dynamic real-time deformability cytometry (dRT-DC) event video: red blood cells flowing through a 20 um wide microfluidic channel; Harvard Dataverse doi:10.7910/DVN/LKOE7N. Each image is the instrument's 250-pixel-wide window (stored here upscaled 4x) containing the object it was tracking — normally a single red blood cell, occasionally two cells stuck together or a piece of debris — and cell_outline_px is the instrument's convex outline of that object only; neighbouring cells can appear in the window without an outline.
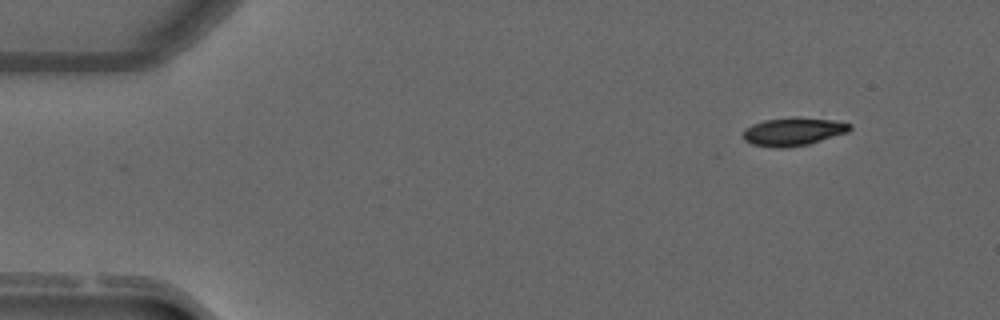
{"species": "common noctule bat (a hibernating species)", "species_latin": "Nyctalus noctula", "temperature_condition": "warm", "stored_images_in_passage": 27, "camera_frame_rate_fps": 3000, "um_per_image_px": 0.085, "animal": {"sex": "male", "forearm_length_mm": 52.5}, "frame": {"image": 1, "passage_image": 1, "time_ms": 0.0, "image_size_px": [1000, 320], "cell_outline_px": [[852, 128], [848, 132], [808, 144], [784, 148], [780, 148], [752, 144], [744, 140], [744, 128], [752, 124], [764, 120], [792, 116], [796, 116], [840, 120], [852, 124]], "centroid_in_image_um": [67.47, 11.15], "position_along_channel_um": 17.5, "area_um2": 17.8}}
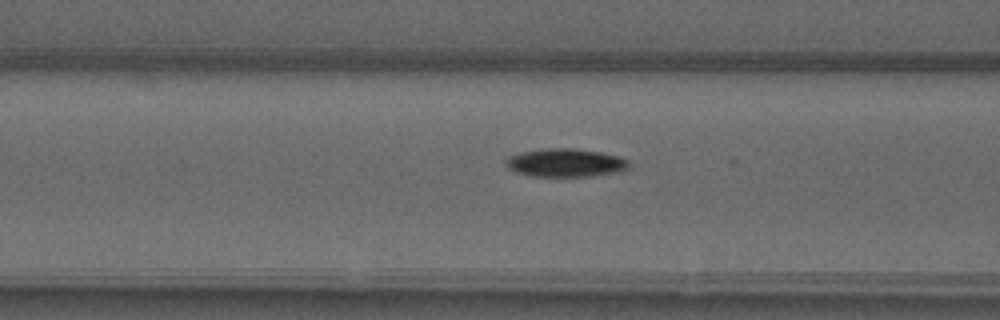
{"frame": {"image": 2, "passage_image": 16, "time_ms": 5.0, "image_size_px": [1000, 320], "cell_outline_px": [[628, 168], [616, 172], [592, 176], [532, 176], [516, 172], [508, 168], [504, 164], [504, 160], [508, 156], [520, 152], [544, 148], [572, 148], [600, 152], [620, 156], [628, 160]], "centroid_in_image_um": [48.02, 13.82], "position_along_channel_um": 118.6, "area_um2": 20.35}}
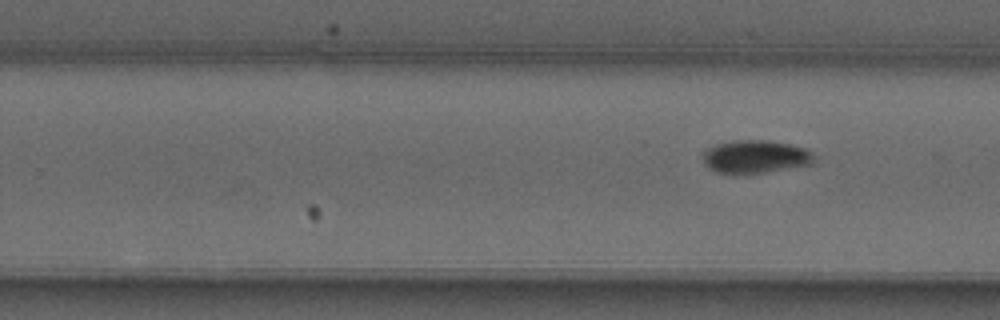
{"frame": {"image": 3, "passage_image": 27, "time_ms": 8.667, "image_size_px": [1000, 320], "cell_outline_px": [[812, 164], [744, 176], [716, 172], [708, 168], [704, 164], [704, 152], [708, 148], [716, 144], [736, 140], [764, 140], [788, 144], [804, 148], [812, 156]], "centroid_in_image_um": [64.13, 13.36], "position_along_channel_um": 265.7, "area_um2": 21.44}}